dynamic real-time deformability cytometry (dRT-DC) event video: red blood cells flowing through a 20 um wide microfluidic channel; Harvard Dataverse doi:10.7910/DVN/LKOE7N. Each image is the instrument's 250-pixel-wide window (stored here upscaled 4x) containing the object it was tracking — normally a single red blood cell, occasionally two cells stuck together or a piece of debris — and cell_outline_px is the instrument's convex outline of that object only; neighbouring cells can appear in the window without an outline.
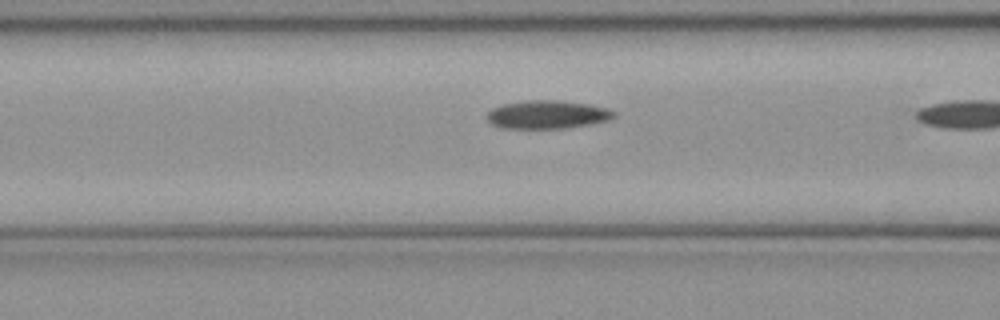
{"species": "common noctule bat (a hibernating species)", "species_latin": "Nyctalus noctula", "temperature_condition": "cold", "stored_images_in_passage": 6, "camera_frame_rate_fps": 3000, "um_per_image_px": 0.085, "animal": {"sex": "female", "body_mass_g": 21.9}, "frame": {"image": 1, "passage_image": 5, "time_ms": 1.333, "image_size_px": [1000, 320], "cell_outline_px": [[616, 116], [608, 120], [588, 124], [564, 128], [500, 128], [492, 124], [484, 116], [492, 108], [504, 104], [528, 100], [556, 100], [588, 104], [608, 108], [616, 112]], "centroid_in_image_um": [46.5, 9.73], "position_along_channel_um": 120.1, "area_um2": 20.87}}